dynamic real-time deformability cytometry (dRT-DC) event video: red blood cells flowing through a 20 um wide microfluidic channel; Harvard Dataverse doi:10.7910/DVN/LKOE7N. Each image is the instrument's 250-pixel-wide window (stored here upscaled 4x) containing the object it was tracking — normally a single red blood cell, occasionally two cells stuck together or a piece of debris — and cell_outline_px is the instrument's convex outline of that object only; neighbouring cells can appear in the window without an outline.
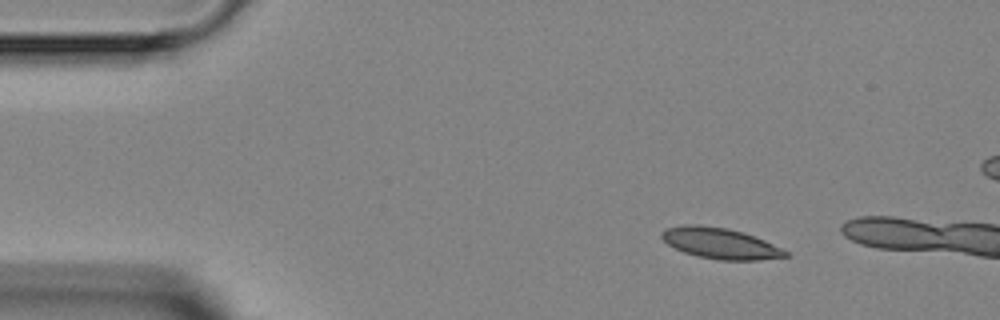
{"species": "Egyptian fruit bat (a non-hibernating species)", "species_latin": "Rousettus aegyptiacus", "temperature_condition": "room temperature", "stored_images_in_passage": 6, "camera_frame_rate_fps": 3000, "um_per_image_px": 0.085, "animal": {"sex": "female"}, "frame": {"image": 1, "passage_image": 1, "time_ms": 0.0, "image_size_px": [1000, 320], "cell_outline_px": [[788, 256], [760, 260], [720, 260], [700, 256], [684, 252], [668, 244], [660, 236], [660, 232], [668, 228], [684, 224], [700, 224], [728, 228], [744, 232], [764, 240], [788, 252]], "centroid_in_image_um": [61.2, 20.67], "position_along_channel_um": 23.8, "area_um2": 22.14}}
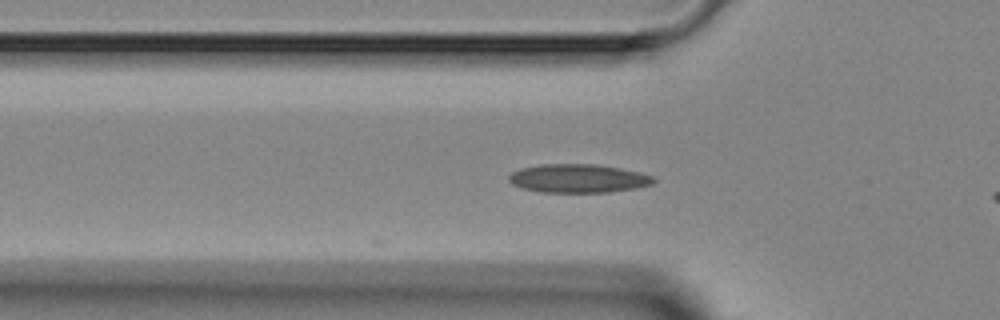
{"frame": {"image": 2, "passage_image": 3, "time_ms": 3.0, "image_size_px": [1000, 320], "cell_outline_px": [[656, 180], [652, 184], [636, 188], [608, 192], [540, 192], [524, 188], [512, 184], [508, 180], [508, 176], [512, 172], [520, 168], [540, 164], [596, 164], [620, 168], [640, 172], [652, 176]], "centroid_in_image_um": [49.14, 15.16], "position_along_channel_um": 76.7, "area_um2": 24.1}}